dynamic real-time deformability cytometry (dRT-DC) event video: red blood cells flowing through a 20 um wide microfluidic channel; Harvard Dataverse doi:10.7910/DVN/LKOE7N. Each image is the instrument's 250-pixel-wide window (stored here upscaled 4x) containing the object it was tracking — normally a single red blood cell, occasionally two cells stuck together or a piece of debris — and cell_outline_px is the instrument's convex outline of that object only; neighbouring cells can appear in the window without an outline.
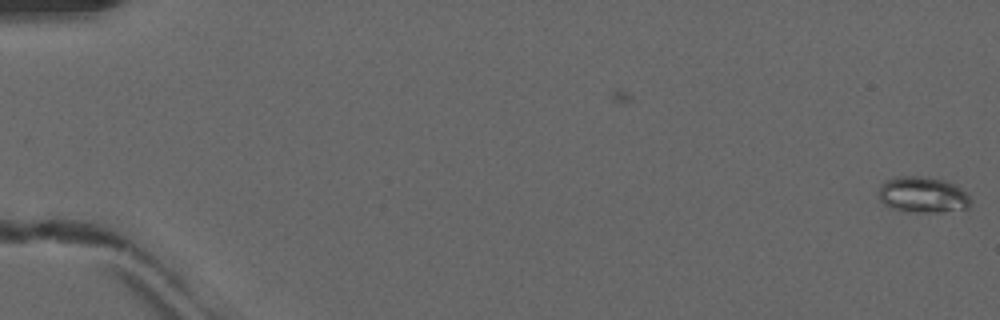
{"species": "common noctule bat (a hibernating species)", "species_latin": "Nyctalus noctula", "temperature_condition": "warm", "stored_images_in_passage": 5, "camera_frame_rate_fps": 3000, "um_per_image_px": 0.085, "animal": {"sex": "male", "forearm_length_mm": 52.5}, "frame": {"image": 1, "passage_image": 5, "time_ms": 1.333, "image_size_px": [1000, 320], "cell_outline_px": [[972, 200], [968, 208], [940, 212], [912, 212], [892, 208], [884, 204], [880, 200], [880, 184], [884, 180], [896, 176], [924, 176], [944, 180], [960, 188]], "centroid_in_image_um": [78.41, 16.55], "position_along_channel_um": 6.6, "area_um2": 19.25}}